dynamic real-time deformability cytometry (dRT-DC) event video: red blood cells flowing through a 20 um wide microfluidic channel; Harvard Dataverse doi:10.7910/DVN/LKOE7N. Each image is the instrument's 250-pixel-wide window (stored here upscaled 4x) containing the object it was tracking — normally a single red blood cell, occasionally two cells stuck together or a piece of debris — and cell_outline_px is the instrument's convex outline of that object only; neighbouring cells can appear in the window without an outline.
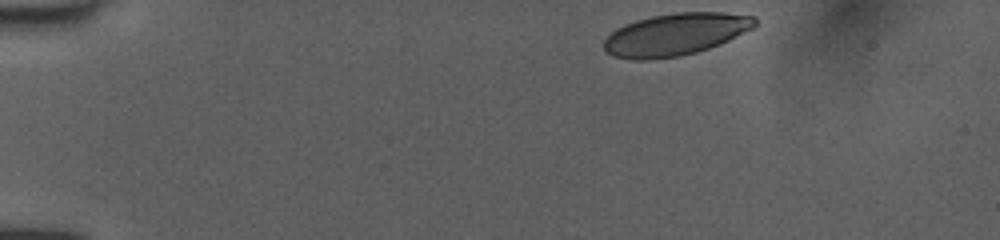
{"species": "human", "species_latin": "Homo sapiens", "temperature_condition": "room temperature", "stored_images_in_passage": 38, "camera_frame_rate_fps": 3000, "um_per_image_px": 0.085, "donor": {"sex": "female"}, "frame": {"image": 1, "passage_image": 1, "time_ms": 0.0, "image_size_px": [1000, 240], "cell_outline_px": [[756, 24], [752, 28], [720, 44], [696, 52], [680, 56], [644, 60], [636, 60], [612, 56], [604, 48], [604, 40], [616, 28], [624, 24], [636, 20], [652, 16], [676, 12], [724, 12], [756, 16]], "centroid_in_image_um": [57.41, 2.91], "position_along_channel_um": 27.6, "area_um2": 36.99}}
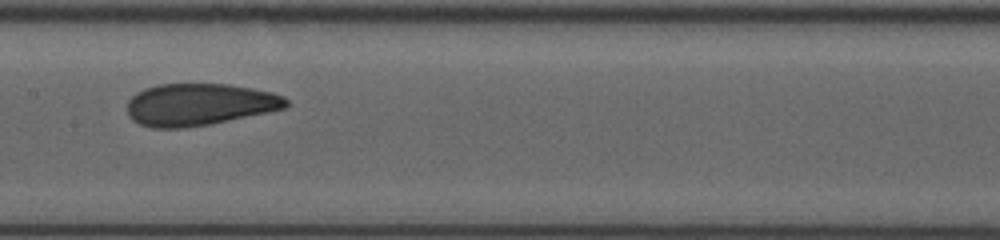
{"frame": {"image": 2, "passage_image": 20, "time_ms": 6.333, "image_size_px": [1000, 240], "cell_outline_px": [[288, 104], [284, 108], [208, 124], [180, 128], [152, 128], [140, 124], [132, 120], [128, 116], [128, 100], [136, 92], [144, 88], [160, 84], [228, 84], [252, 88], [272, 92], [284, 96], [288, 100]], "centroid_in_image_um": [16.9, 8.87], "position_along_channel_um": 190.5, "area_um2": 38.67}}
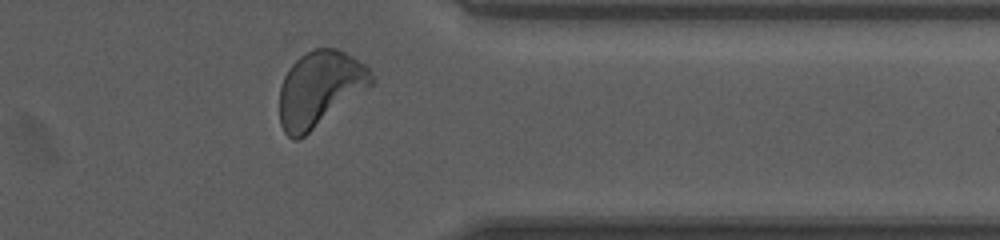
{"frame": {"image": 3, "passage_image": 35, "time_ms": 11.333, "image_size_px": [1000, 240], "cell_outline_px": [[372, 84], [368, 88], [300, 140], [292, 140], [284, 132], [280, 124], [280, 88], [284, 76], [292, 64], [300, 56], [312, 48], [336, 48], [352, 56], [364, 64], [368, 68], [372, 76]], "centroid_in_image_um": [27.15, 7.57], "position_along_channel_um": 384.3, "area_um2": 40.23}, "authors_computed_cell_mechanics": {"area_um2": 38.8127, "velocity_mm_per_s": 4.0061, "shape_relaxation_time_tau1_ms": 3.2198, "shape_relaxation_time_tau2_ms": 1.1875, "deformation_change_tau1": 0.1391, "deformation_change_tau2": 0.0784}}